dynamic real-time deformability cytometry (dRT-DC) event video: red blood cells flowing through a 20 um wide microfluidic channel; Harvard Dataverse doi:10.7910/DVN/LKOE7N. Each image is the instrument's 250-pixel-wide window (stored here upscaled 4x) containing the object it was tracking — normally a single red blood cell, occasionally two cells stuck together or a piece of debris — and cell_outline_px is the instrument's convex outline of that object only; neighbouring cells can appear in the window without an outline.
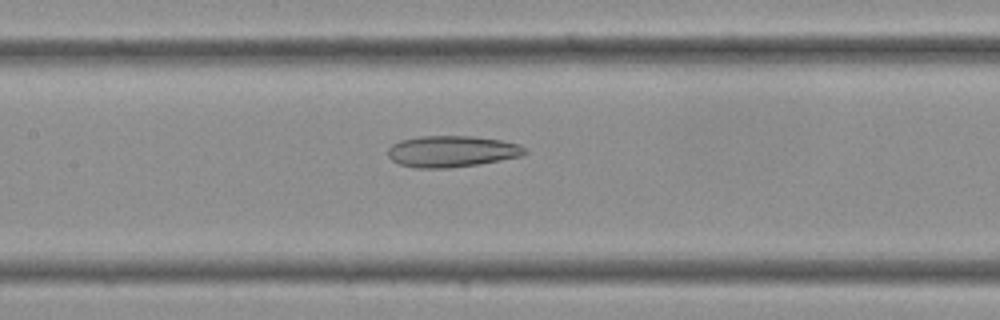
{"species": "Egyptian fruit bat (a non-hibernating species)", "species_latin": "Rousettus aegyptiacus", "temperature_condition": "cold", "stored_images_in_passage": 35, "camera_frame_rate_fps": 3000, "um_per_image_px": 0.085, "frame": {"image": 1, "passage_image": 16, "time_ms": 5.0, "image_size_px": [1000, 320], "cell_outline_px": [[528, 152], [520, 156], [500, 160], [476, 164], [448, 168], [416, 168], [400, 164], [392, 160], [388, 156], [388, 148], [392, 144], [400, 140], [420, 136], [472, 136], [500, 140], [520, 144]], "centroid_in_image_um": [38.38, 12.86], "position_along_channel_um": 169.0, "area_um2": 24.91}}
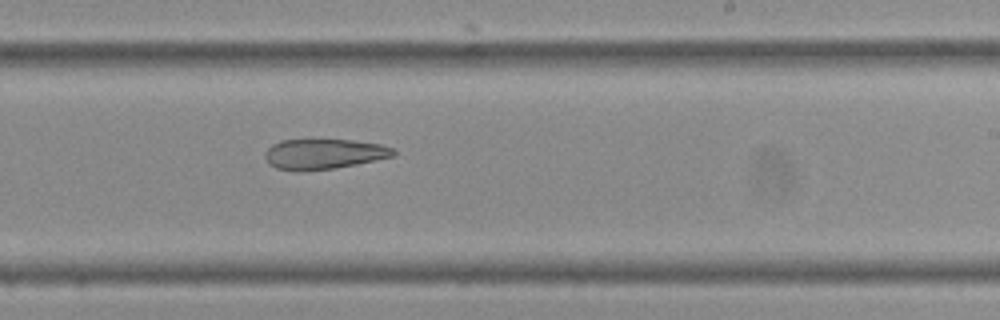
{"frame": {"image": 2, "passage_image": 21, "time_ms": 6.667, "image_size_px": [1000, 320], "cell_outline_px": [[396, 156], [336, 168], [300, 172], [296, 172], [276, 168], [268, 164], [264, 156], [264, 152], [272, 144], [280, 140], [352, 140], [380, 144], [392, 148], [396, 152]], "centroid_in_image_um": [27.49, 13.1], "position_along_channel_um": 261.5, "area_um2": 22.89}}
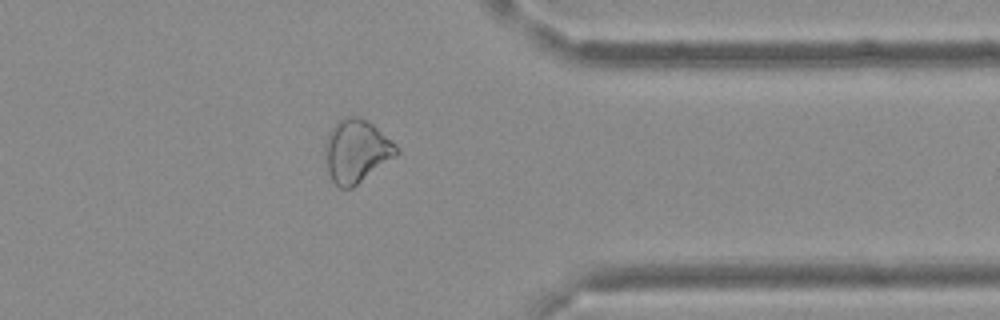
{"frame": {"image": 3, "passage_image": 28, "time_ms": 9.0, "image_size_px": [1000, 320], "cell_outline_px": [[400, 152], [396, 156], [352, 188], [340, 188], [332, 180], [328, 172], [324, 160], [324, 144], [328, 132], [340, 120], [348, 116], [360, 116], [372, 124], [396, 144], [400, 148]], "centroid_in_image_um": [30.28, 12.84], "position_along_channel_um": 381.1, "area_um2": 26.3}}